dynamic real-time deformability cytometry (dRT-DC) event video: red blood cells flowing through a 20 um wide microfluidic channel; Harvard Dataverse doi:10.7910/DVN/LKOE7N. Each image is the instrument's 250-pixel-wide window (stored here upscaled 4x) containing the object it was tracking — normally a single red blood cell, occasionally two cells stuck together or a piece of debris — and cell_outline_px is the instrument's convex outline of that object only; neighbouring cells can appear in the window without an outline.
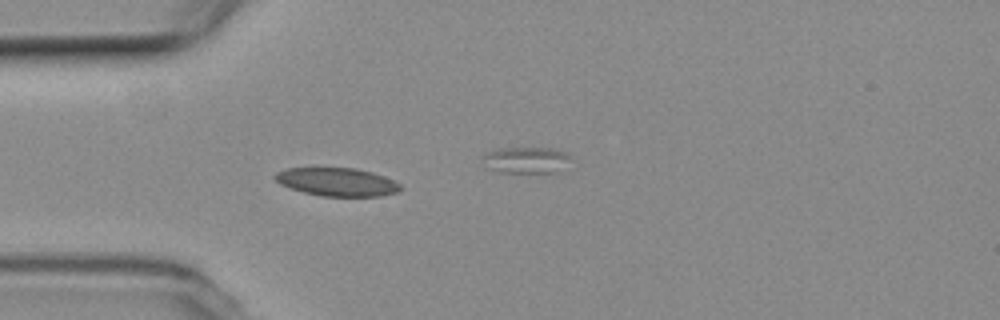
{"species": "common noctule bat (a hibernating species)", "species_latin": "Nyctalus noctula", "temperature_condition": "room temperature", "stored_images_in_passage": 36, "camera_frame_rate_fps": 3000, "um_per_image_px": 0.085, "animal": {"sex": "female", "body_mass_g": 19.3, "forearm_length_mm": 54.1}, "frame": {"image": 1, "passage_image": 7, "time_ms": 2.0, "image_size_px": [1000, 320], "cell_outline_px": [[404, 188], [396, 192], [380, 196], [324, 196], [304, 192], [280, 184], [272, 176], [276, 172], [288, 168], [356, 168], [372, 172], [384, 176], [400, 184]], "centroid_in_image_um": [28.66, 15.46], "position_along_channel_um": 56.3, "area_um2": 20.52}}
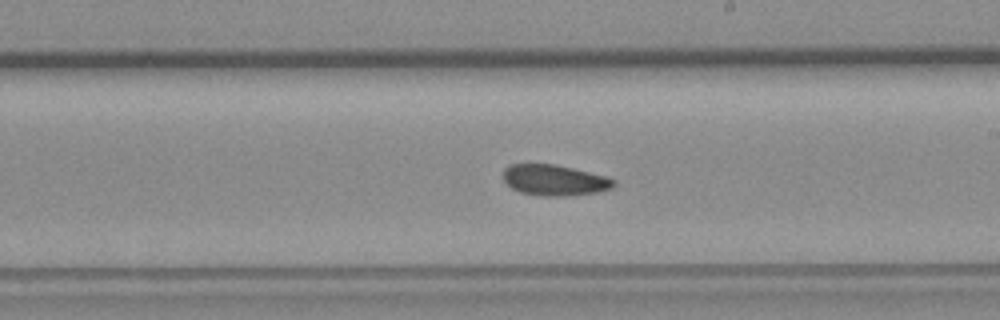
{"frame": {"image": 2, "passage_image": 22, "time_ms": 7.0, "image_size_px": [1000, 320], "cell_outline_px": [[616, 184], [612, 188], [596, 192], [564, 196], [540, 196], [520, 192], [512, 188], [504, 180], [504, 168], [508, 164], [552, 164], [572, 168], [608, 176], [616, 180]], "centroid_in_image_um": [47.15, 15.31], "position_along_channel_um": 241.9, "area_um2": 19.88}}
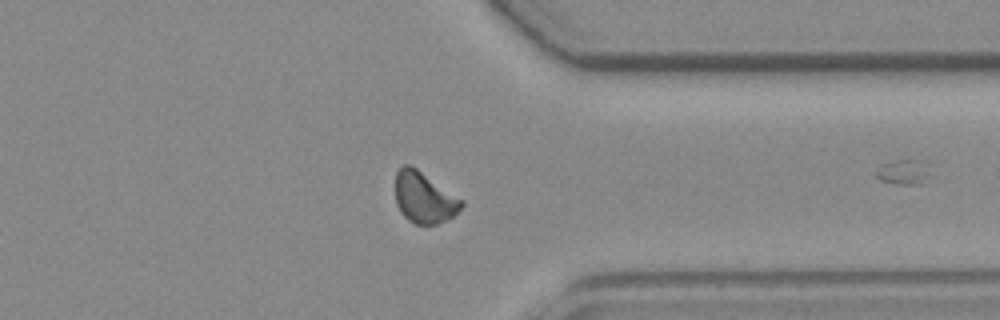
{"frame": {"image": 3, "passage_image": 33, "time_ms": 10.667, "image_size_px": [1000, 320], "cell_outline_px": [[464, 204], [452, 216], [436, 224], [416, 224], [408, 220], [400, 212], [396, 204], [396, 172], [404, 164], [412, 164], [464, 200]], "centroid_in_image_um": [36.04, 16.76], "position_along_channel_um": 375.4, "area_um2": 19.77}, "authors_computed_cell_mechanics": {"area_um2": 19.941, "velocity_mm_per_s": 3.7905, "shape_relaxation_time_tau1_ms": null, "shape_relaxation_time_tau2_ms": 4.1568, "deformation_change_tau1": null, "deformation_change_tau2": 0.0748}}